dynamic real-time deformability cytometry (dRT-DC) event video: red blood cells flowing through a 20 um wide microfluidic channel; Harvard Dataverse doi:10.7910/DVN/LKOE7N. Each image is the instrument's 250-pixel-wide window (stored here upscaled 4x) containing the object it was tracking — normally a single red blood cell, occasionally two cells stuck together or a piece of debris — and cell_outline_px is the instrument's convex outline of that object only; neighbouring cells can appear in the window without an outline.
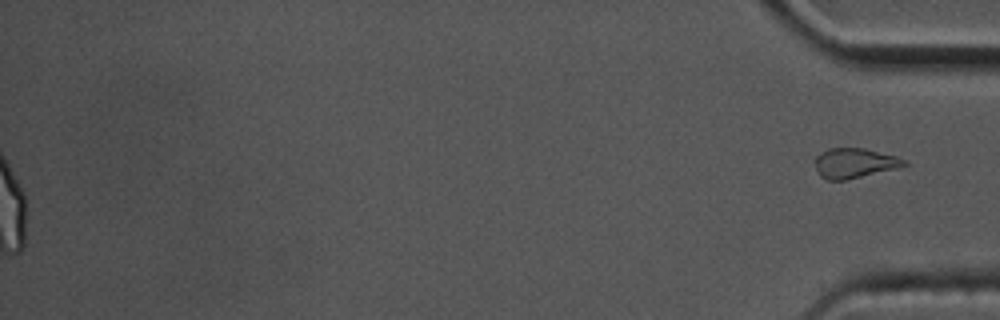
{"species": "common noctule bat (a hibernating species)", "species_latin": "Nyctalus noctula", "temperature_condition": "cold", "stored_images_in_passage": 58, "segment_of_instrument_passage": [2, 2], "camera_frame_rate_fps": 3000, "um_per_image_px": 0.085, "animal": {"sex": "male", "body_mass_g": 17.5, "forearm_length_mm": 52.3}, "frame": {"image": 1, "passage_image": 58, "time_ms": 19.0, "image_size_px": [1000, 320], "cell_outline_px": [[908, 164], [896, 168], [844, 180], [828, 180], [820, 176], [816, 168], [816, 156], [828, 148], [864, 148], [896, 156], [908, 160]], "centroid_in_image_um": [72.64, 13.85], "position_along_channel_um": 362.6, "area_um2": 15.32}}